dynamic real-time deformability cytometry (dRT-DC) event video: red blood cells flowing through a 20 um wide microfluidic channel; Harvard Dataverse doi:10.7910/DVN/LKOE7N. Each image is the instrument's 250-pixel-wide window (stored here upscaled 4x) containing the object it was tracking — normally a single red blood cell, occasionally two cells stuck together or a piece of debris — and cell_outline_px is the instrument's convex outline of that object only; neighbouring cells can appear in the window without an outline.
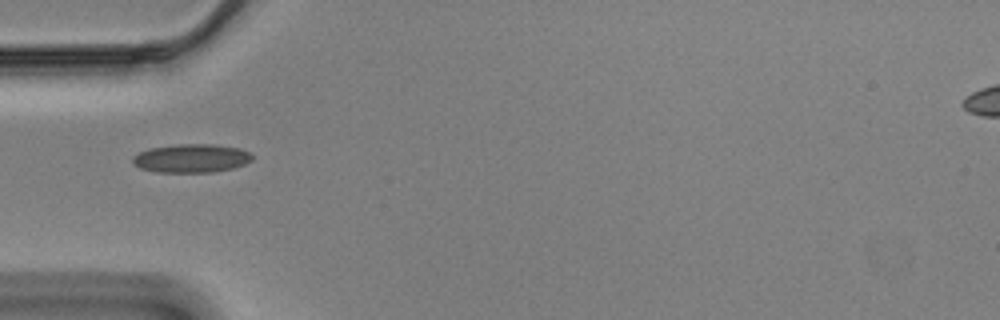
{"species": "Egyptian fruit bat (a non-hibernating species)", "species_latin": "Rousettus aegyptiacus", "temperature_condition": "cold", "stored_images_in_passage": 17, "camera_frame_rate_fps": 3000, "um_per_image_px": 0.085, "animal": {"sex": "male"}, "frame": {"image": 1, "passage_image": 1, "time_ms": 0.0, "image_size_px": [1000, 320], "cell_outline_px": [[252, 160], [244, 164], [232, 168], [212, 172], [156, 172], [140, 168], [132, 164], [132, 156], [148, 148], [180, 144], [212, 144], [240, 148], [248, 152], [252, 156]], "centroid_in_image_um": [16.23, 13.45], "position_along_channel_um": 68.8, "area_um2": 19.88}}
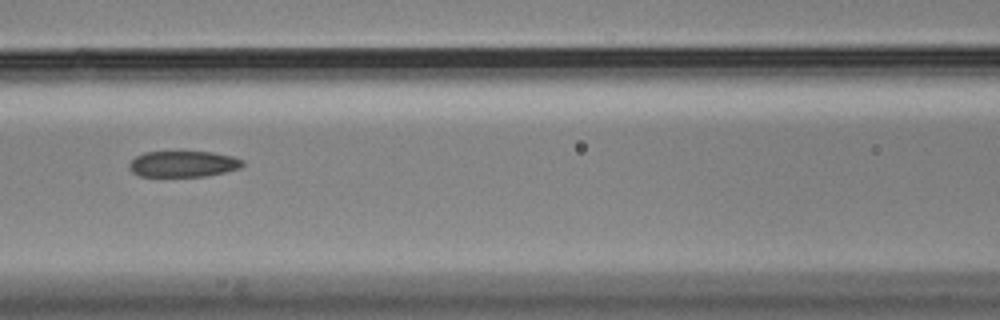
{"frame": {"image": 2, "passage_image": 8, "time_ms": 2.333, "image_size_px": [1000, 320], "cell_outline_px": [[244, 164], [240, 168], [208, 176], [140, 176], [132, 172], [128, 168], [128, 164], [136, 156], [144, 152], [212, 152], [232, 156], [244, 160]], "centroid_in_image_um": [15.57, 13.94], "position_along_channel_um": 151.0, "area_um2": 17.22}}
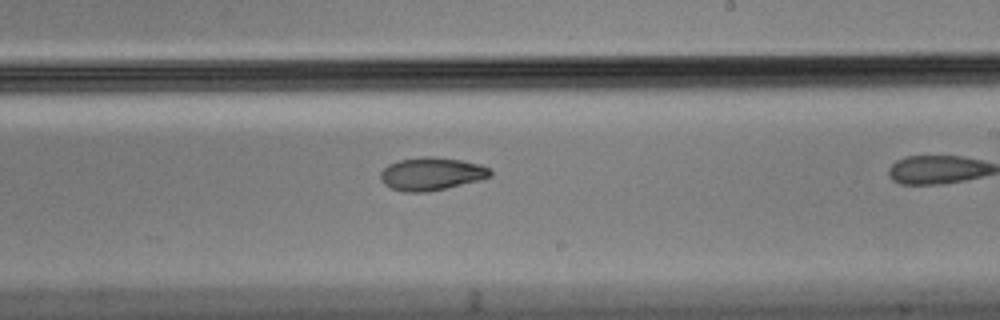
{"frame": {"image": 3, "passage_image": 13, "time_ms": 4.0, "image_size_px": [1000, 320], "cell_outline_px": [[492, 176], [480, 180], [428, 192], [404, 192], [392, 188], [384, 184], [380, 180], [380, 172], [388, 164], [400, 160], [420, 156], [428, 156], [460, 160], [480, 164], [492, 168]], "centroid_in_image_um": [36.68, 14.77], "position_along_channel_um": 252.3, "area_um2": 21.15}}